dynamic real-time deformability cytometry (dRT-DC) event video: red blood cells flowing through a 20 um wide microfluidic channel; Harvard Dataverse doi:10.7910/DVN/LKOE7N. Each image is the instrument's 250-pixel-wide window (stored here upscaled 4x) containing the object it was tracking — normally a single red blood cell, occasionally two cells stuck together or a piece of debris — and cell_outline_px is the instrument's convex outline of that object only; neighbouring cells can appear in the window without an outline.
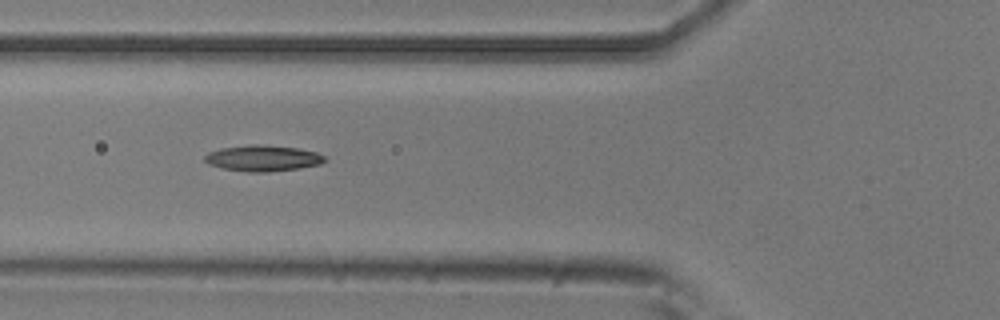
{"species": "common noctule bat (a hibernating species)", "species_latin": "Nyctalus noctula", "temperature_condition": "room temperature", "stored_images_in_passage": 11, "camera_frame_rate_fps": 3000, "um_per_image_px": 0.085, "animal": {"sex": "male", "body_mass_g": 20.5, "forearm_length_mm": 52.5}, "frame": {"image": 1, "passage_image": 4, "time_ms": 4.333, "image_size_px": [1000, 320], "cell_outline_px": [[324, 160], [320, 164], [300, 168], [268, 172], [248, 172], [220, 168], [208, 164], [204, 160], [204, 156], [208, 152], [220, 148], [252, 144], [260, 144], [300, 148], [316, 152], [324, 156]], "centroid_in_image_um": [22.3, 13.44], "position_along_channel_um": 103.5, "area_um2": 18.32}}
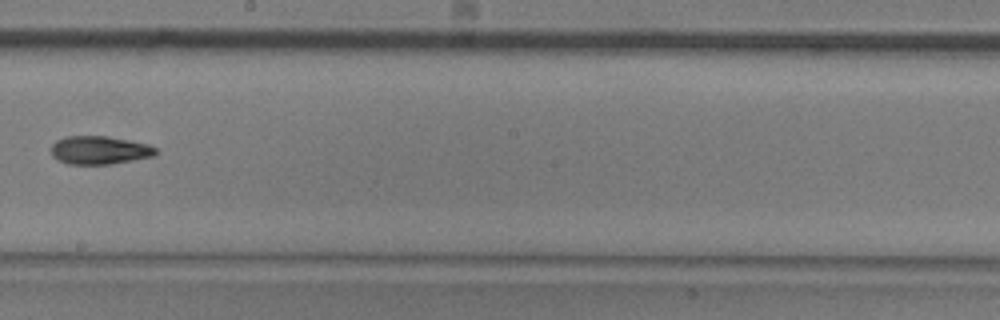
{"frame": {"image": 2, "passage_image": 7, "time_ms": 8.0, "image_size_px": [1000, 320], "cell_outline_px": [[160, 152], [156, 156], [108, 164], [68, 164], [56, 160], [52, 156], [52, 144], [56, 140], [64, 136], [108, 136], [148, 144], [156, 148]], "centroid_in_image_um": [8.46, 12.76], "position_along_channel_um": 239.7, "area_um2": 17.4}}
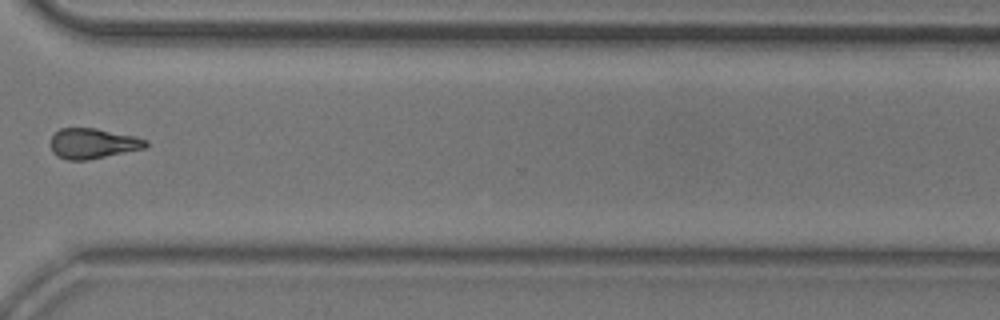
{"frame": {"image": 3, "passage_image": 10, "time_ms": 11.333, "image_size_px": [1000, 320], "cell_outline_px": [[148, 144], [144, 148], [88, 160], [68, 160], [56, 156], [52, 152], [48, 144], [52, 136], [60, 128], [96, 128], [136, 136], [148, 140]], "centroid_in_image_um": [7.85, 12.19], "position_along_channel_um": 362.7, "area_um2": 16.99}, "authors_computed_cell_mechanics": {"area_um2": 17.051, "velocity_mm_per_s": 3.6956, "shape_relaxation_time_tau1_ms": null, "shape_relaxation_time_tau2_ms": 4.3511, "deformation_change_tau1": null, "deformation_change_tau2": 0.1317}}